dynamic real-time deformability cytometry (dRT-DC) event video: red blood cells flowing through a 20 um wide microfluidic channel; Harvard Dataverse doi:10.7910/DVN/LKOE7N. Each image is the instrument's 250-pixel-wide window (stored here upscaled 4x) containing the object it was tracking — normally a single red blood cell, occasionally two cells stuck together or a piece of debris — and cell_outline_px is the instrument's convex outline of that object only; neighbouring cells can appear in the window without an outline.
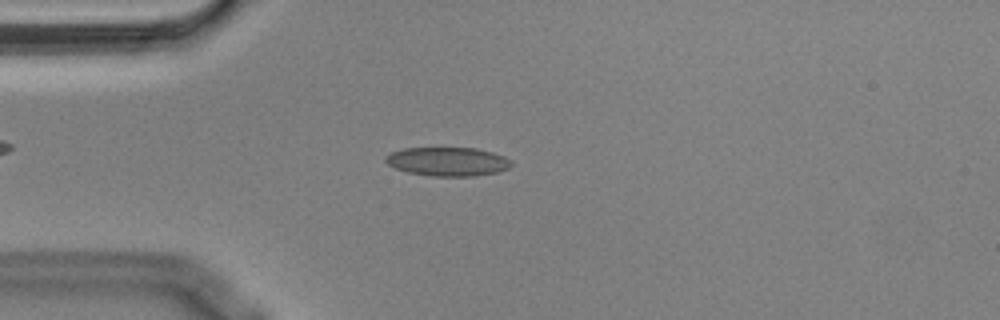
{"species": "Egyptian fruit bat (a non-hibernating species)", "species_latin": "Rousettus aegyptiacus", "temperature_condition": "cold", "stored_images_in_passage": 43, "camera_frame_rate_fps": 3000, "um_per_image_px": 0.085, "animal": {"sex": "male"}, "frame": {"image": 1, "passage_image": 2, "time_ms": 0.333, "image_size_px": [1000, 320], "cell_outline_px": [[512, 164], [508, 168], [496, 172], [476, 176], [432, 176], [408, 172], [396, 168], [388, 164], [384, 160], [384, 156], [392, 152], [404, 148], [476, 148], [492, 152], [504, 156], [512, 160]], "centroid_in_image_um": [38.06, 13.73], "position_along_channel_um": 46.9, "area_um2": 21.1}}
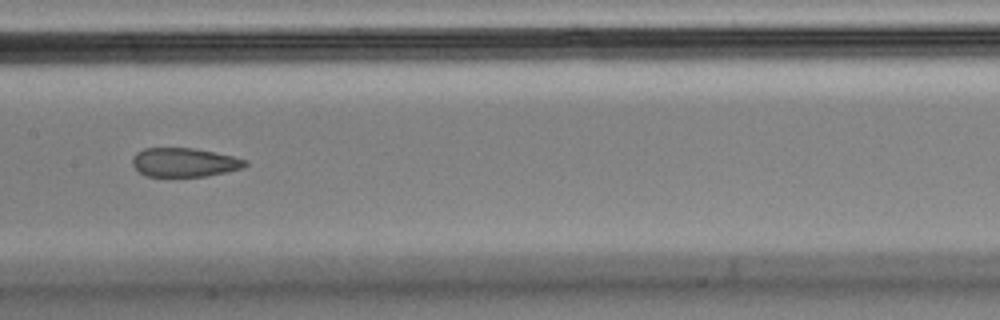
{"frame": {"image": 2, "passage_image": 15, "time_ms": 4.667, "image_size_px": [1000, 320], "cell_outline_px": [[248, 164], [244, 168], [228, 172], [204, 176], [144, 176], [132, 164], [132, 156], [136, 152], [144, 148], [196, 148], [216, 152], [248, 160]], "centroid_in_image_um": [15.69, 13.79], "position_along_channel_um": 191.7, "area_um2": 19.19}}
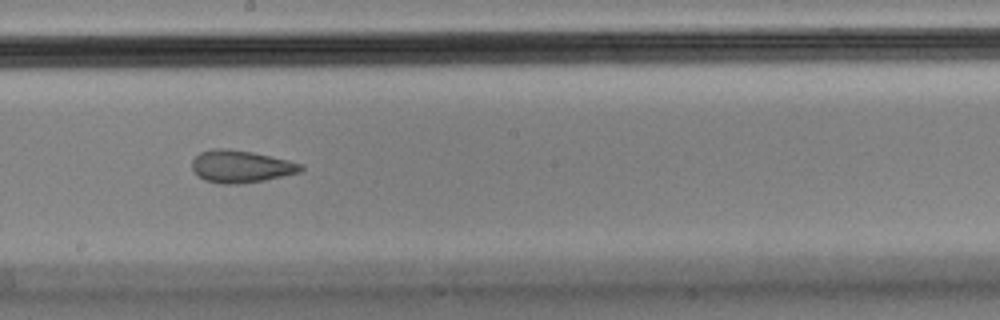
{"frame": {"image": 3, "passage_image": 18, "time_ms": 5.667, "image_size_px": [1000, 320], "cell_outline_px": [[304, 168], [300, 172], [264, 180], [240, 184], [220, 184], [204, 180], [192, 168], [192, 160], [200, 152], [212, 148], [228, 148], [252, 152], [288, 160], [304, 164]], "centroid_in_image_um": [20.48, 14.14], "position_along_channel_um": 227.7, "area_um2": 20.52}, "authors_computed_cell_mechanics": {"area_um2": 21.097, "velocity_mm_per_s": 3.6139, "shape_relaxation_time_tau1_ms": null, "shape_relaxation_time_tau2_ms": 2.0333, "deformation_change_tau1": null, "deformation_change_tau2": 0.0787}}